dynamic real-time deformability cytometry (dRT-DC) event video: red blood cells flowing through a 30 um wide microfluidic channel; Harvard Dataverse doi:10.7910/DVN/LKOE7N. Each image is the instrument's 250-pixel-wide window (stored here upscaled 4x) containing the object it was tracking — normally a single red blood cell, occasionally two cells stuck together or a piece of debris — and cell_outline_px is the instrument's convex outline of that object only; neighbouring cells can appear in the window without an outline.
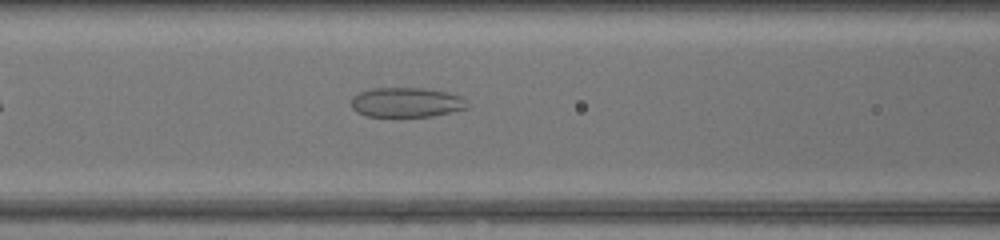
{"species": "common noctule bat (a hibernating species)", "species_latin": "Nyctalus noctula", "temperature_condition": "warm", "stored_images_in_passage": 25, "camera_frame_rate_fps": 3000, "um_per_image_px": 0.085, "animal": {"sex": "female", "body_mass_g": 17.0, "forearm_length_mm": 48.0}, "frame": {"image": 1, "passage_image": 6, "time_ms": 1.667, "image_size_px": [1000, 240], "cell_outline_px": [[468, 108], [432, 116], [368, 116], [356, 112], [352, 108], [352, 96], [360, 92], [372, 88], [420, 88], [444, 92], [460, 96], [464, 100]], "centroid_in_image_um": [34.5, 8.7], "position_along_channel_um": 132.1, "area_um2": 19.77}}
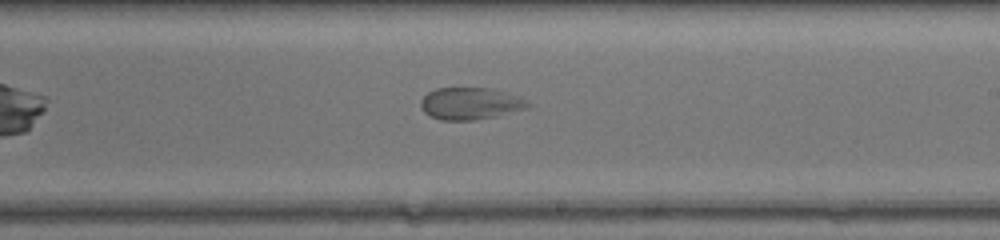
{"frame": {"image": 2, "passage_image": 14, "time_ms": 4.333, "image_size_px": [1000, 240], "cell_outline_px": [[532, 104], [528, 108], [496, 116], [476, 120], [440, 120], [424, 112], [420, 104], [420, 100], [428, 92], [436, 88], [488, 88], [504, 92], [516, 96]], "centroid_in_image_um": [39.95, 8.8], "position_along_channel_um": 249.0, "area_um2": 19.83}}
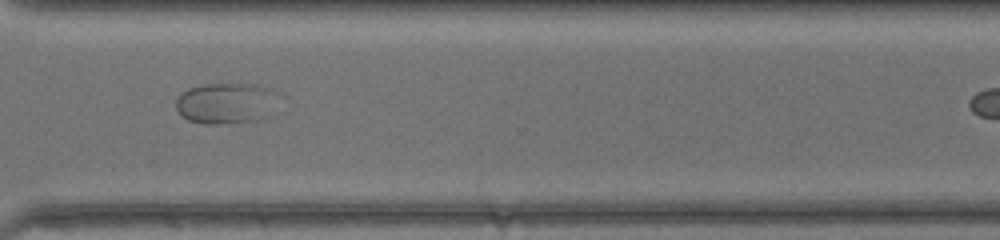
{"frame": {"image": 3, "passage_image": 21, "time_ms": 6.667, "image_size_px": [1000, 240], "cell_outline_px": [[264, 116], [256, 120], [216, 124], [208, 124], [188, 120], [180, 116], [176, 108], [176, 100], [188, 88], [204, 84], [256, 84], [264, 88]], "centroid_in_image_um": [18.86, 8.79], "position_along_channel_um": 351.7, "area_um2": 22.31}}